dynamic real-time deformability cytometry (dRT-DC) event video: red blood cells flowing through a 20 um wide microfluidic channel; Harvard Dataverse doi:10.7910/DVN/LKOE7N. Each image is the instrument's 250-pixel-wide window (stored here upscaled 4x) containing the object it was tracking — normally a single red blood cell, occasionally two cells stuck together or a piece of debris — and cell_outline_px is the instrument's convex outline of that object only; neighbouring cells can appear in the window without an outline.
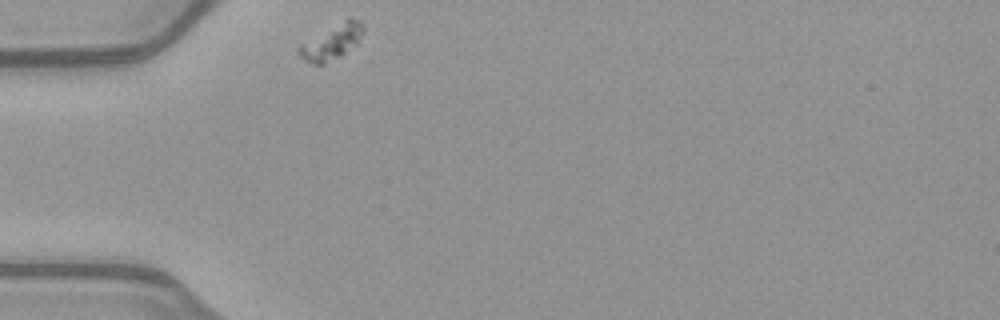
{"species": "common noctule bat (a hibernating species)", "species_latin": "Nyctalus noctula", "temperature_condition": "warm", "stored_images_in_passage": 31, "camera_frame_rate_fps": 3000, "um_per_image_px": 0.085, "animal": {"sex": "female", "body_mass_g": 21.9}, "frame": {"image": 1, "passage_image": 1, "time_ms": 0.0, "image_size_px": [1000, 320], "cell_outline_px": [[364, 32], [356, 44], [340, 56], [324, 64], [316, 64], [304, 60], [296, 52], [296, 48], [300, 44], [348, 16], [364, 24]], "centroid_in_image_um": [28.19, 3.55], "position_along_channel_um": 56.8, "area_um2": 13.18}}
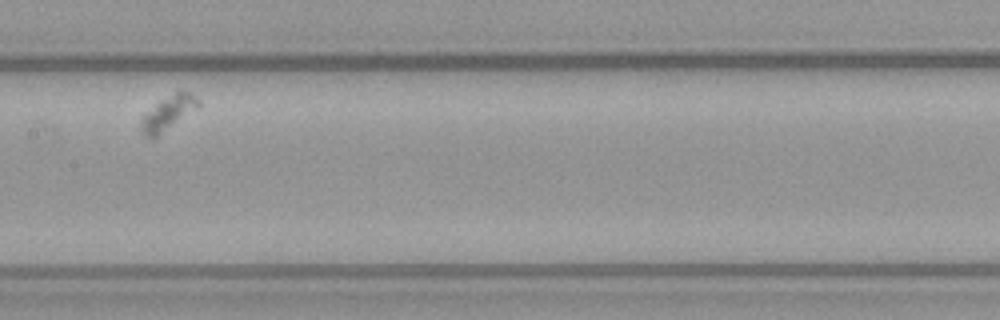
{"frame": {"image": 2, "passage_image": 14, "time_ms": 4.333, "image_size_px": [1000, 320], "cell_outline_px": [[200, 108], [156, 136], [148, 140], [144, 136], [140, 128], [140, 124], [144, 116], [160, 100], [176, 92], [188, 92], [200, 100]], "centroid_in_image_um": [14.32, 9.63], "position_along_channel_um": 193.1, "area_um2": 11.21}}
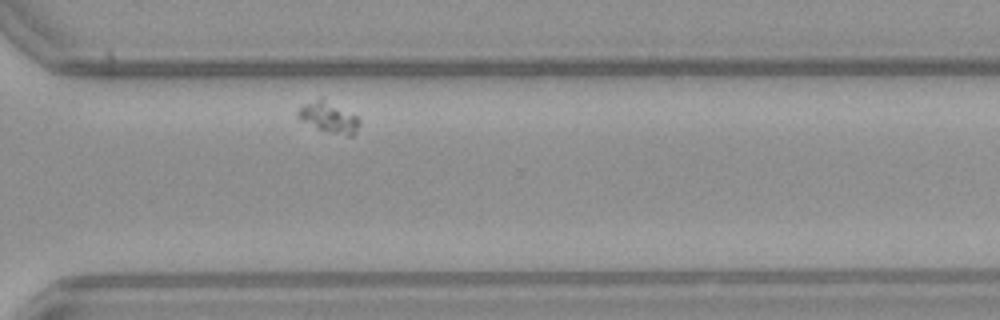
{"frame": {"image": 3, "passage_image": 27, "time_ms": 8.667, "image_size_px": [1000, 320], "cell_outline_px": [[360, 124], [356, 132], [352, 136], [348, 136], [332, 132], [320, 128], [300, 120], [296, 116], [296, 112], [304, 104], [320, 96], [356, 116], [360, 120]], "centroid_in_image_um": [27.94, 9.94], "position_along_channel_um": 342.7, "area_um2": 10.81}}